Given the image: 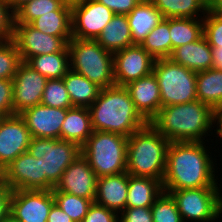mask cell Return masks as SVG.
I'll return each mask as SVG.
<instances>
[{
    "label": "cell",
    "mask_w": 222,
    "mask_h": 222,
    "mask_svg": "<svg viewBox=\"0 0 222 222\" xmlns=\"http://www.w3.org/2000/svg\"><path fill=\"white\" fill-rule=\"evenodd\" d=\"M155 60L138 44L113 53L115 85L126 86L151 74Z\"/></svg>",
    "instance_id": "cell-12"
},
{
    "label": "cell",
    "mask_w": 222,
    "mask_h": 222,
    "mask_svg": "<svg viewBox=\"0 0 222 222\" xmlns=\"http://www.w3.org/2000/svg\"><path fill=\"white\" fill-rule=\"evenodd\" d=\"M66 113L67 109L39 104L26 109L20 116L32 137L61 139V127Z\"/></svg>",
    "instance_id": "cell-18"
},
{
    "label": "cell",
    "mask_w": 222,
    "mask_h": 222,
    "mask_svg": "<svg viewBox=\"0 0 222 222\" xmlns=\"http://www.w3.org/2000/svg\"><path fill=\"white\" fill-rule=\"evenodd\" d=\"M31 134L20 114L6 116L0 123V173L20 154L27 152Z\"/></svg>",
    "instance_id": "cell-14"
},
{
    "label": "cell",
    "mask_w": 222,
    "mask_h": 222,
    "mask_svg": "<svg viewBox=\"0 0 222 222\" xmlns=\"http://www.w3.org/2000/svg\"><path fill=\"white\" fill-rule=\"evenodd\" d=\"M221 188L174 190V199L183 222H215L222 216ZM217 219V220H216Z\"/></svg>",
    "instance_id": "cell-9"
},
{
    "label": "cell",
    "mask_w": 222,
    "mask_h": 222,
    "mask_svg": "<svg viewBox=\"0 0 222 222\" xmlns=\"http://www.w3.org/2000/svg\"><path fill=\"white\" fill-rule=\"evenodd\" d=\"M196 94L198 100L212 109L222 107V70L211 68L197 72Z\"/></svg>",
    "instance_id": "cell-28"
},
{
    "label": "cell",
    "mask_w": 222,
    "mask_h": 222,
    "mask_svg": "<svg viewBox=\"0 0 222 222\" xmlns=\"http://www.w3.org/2000/svg\"><path fill=\"white\" fill-rule=\"evenodd\" d=\"M45 34L63 38L67 43L72 39V8L64 3L58 10L43 14L30 23Z\"/></svg>",
    "instance_id": "cell-24"
},
{
    "label": "cell",
    "mask_w": 222,
    "mask_h": 222,
    "mask_svg": "<svg viewBox=\"0 0 222 222\" xmlns=\"http://www.w3.org/2000/svg\"><path fill=\"white\" fill-rule=\"evenodd\" d=\"M47 78L26 62H21L13 77L14 114H21L32 106L41 104Z\"/></svg>",
    "instance_id": "cell-15"
},
{
    "label": "cell",
    "mask_w": 222,
    "mask_h": 222,
    "mask_svg": "<svg viewBox=\"0 0 222 222\" xmlns=\"http://www.w3.org/2000/svg\"><path fill=\"white\" fill-rule=\"evenodd\" d=\"M47 222H72V219L54 203L50 209Z\"/></svg>",
    "instance_id": "cell-45"
},
{
    "label": "cell",
    "mask_w": 222,
    "mask_h": 222,
    "mask_svg": "<svg viewBox=\"0 0 222 222\" xmlns=\"http://www.w3.org/2000/svg\"><path fill=\"white\" fill-rule=\"evenodd\" d=\"M0 114L4 117L14 114L13 79H0Z\"/></svg>",
    "instance_id": "cell-41"
},
{
    "label": "cell",
    "mask_w": 222,
    "mask_h": 222,
    "mask_svg": "<svg viewBox=\"0 0 222 222\" xmlns=\"http://www.w3.org/2000/svg\"><path fill=\"white\" fill-rule=\"evenodd\" d=\"M5 1L10 5V7L14 11H16L21 5L30 0H5Z\"/></svg>",
    "instance_id": "cell-49"
},
{
    "label": "cell",
    "mask_w": 222,
    "mask_h": 222,
    "mask_svg": "<svg viewBox=\"0 0 222 222\" xmlns=\"http://www.w3.org/2000/svg\"><path fill=\"white\" fill-rule=\"evenodd\" d=\"M93 133L91 114L88 107L67 109L61 127V139L74 142L82 147Z\"/></svg>",
    "instance_id": "cell-22"
},
{
    "label": "cell",
    "mask_w": 222,
    "mask_h": 222,
    "mask_svg": "<svg viewBox=\"0 0 222 222\" xmlns=\"http://www.w3.org/2000/svg\"><path fill=\"white\" fill-rule=\"evenodd\" d=\"M72 37L96 40L115 13L97 0H82L71 5Z\"/></svg>",
    "instance_id": "cell-11"
},
{
    "label": "cell",
    "mask_w": 222,
    "mask_h": 222,
    "mask_svg": "<svg viewBox=\"0 0 222 222\" xmlns=\"http://www.w3.org/2000/svg\"><path fill=\"white\" fill-rule=\"evenodd\" d=\"M96 41L111 53L135 45L132 41L127 15L115 14Z\"/></svg>",
    "instance_id": "cell-25"
},
{
    "label": "cell",
    "mask_w": 222,
    "mask_h": 222,
    "mask_svg": "<svg viewBox=\"0 0 222 222\" xmlns=\"http://www.w3.org/2000/svg\"><path fill=\"white\" fill-rule=\"evenodd\" d=\"M13 41L22 62L42 54L68 51V43L63 38L45 34L30 24H15Z\"/></svg>",
    "instance_id": "cell-13"
},
{
    "label": "cell",
    "mask_w": 222,
    "mask_h": 222,
    "mask_svg": "<svg viewBox=\"0 0 222 222\" xmlns=\"http://www.w3.org/2000/svg\"><path fill=\"white\" fill-rule=\"evenodd\" d=\"M209 9L216 14L222 15V0H215Z\"/></svg>",
    "instance_id": "cell-48"
},
{
    "label": "cell",
    "mask_w": 222,
    "mask_h": 222,
    "mask_svg": "<svg viewBox=\"0 0 222 222\" xmlns=\"http://www.w3.org/2000/svg\"><path fill=\"white\" fill-rule=\"evenodd\" d=\"M21 62L18 47L13 40L0 42V79H13Z\"/></svg>",
    "instance_id": "cell-36"
},
{
    "label": "cell",
    "mask_w": 222,
    "mask_h": 222,
    "mask_svg": "<svg viewBox=\"0 0 222 222\" xmlns=\"http://www.w3.org/2000/svg\"><path fill=\"white\" fill-rule=\"evenodd\" d=\"M115 14L127 15L141 0H97Z\"/></svg>",
    "instance_id": "cell-43"
},
{
    "label": "cell",
    "mask_w": 222,
    "mask_h": 222,
    "mask_svg": "<svg viewBox=\"0 0 222 222\" xmlns=\"http://www.w3.org/2000/svg\"><path fill=\"white\" fill-rule=\"evenodd\" d=\"M5 117L2 115V114H0V123H1V121L4 119Z\"/></svg>",
    "instance_id": "cell-53"
},
{
    "label": "cell",
    "mask_w": 222,
    "mask_h": 222,
    "mask_svg": "<svg viewBox=\"0 0 222 222\" xmlns=\"http://www.w3.org/2000/svg\"><path fill=\"white\" fill-rule=\"evenodd\" d=\"M63 1L69 5H73V4L78 3L82 0H63Z\"/></svg>",
    "instance_id": "cell-51"
},
{
    "label": "cell",
    "mask_w": 222,
    "mask_h": 222,
    "mask_svg": "<svg viewBox=\"0 0 222 222\" xmlns=\"http://www.w3.org/2000/svg\"><path fill=\"white\" fill-rule=\"evenodd\" d=\"M13 190L0 180V222L9 214Z\"/></svg>",
    "instance_id": "cell-44"
},
{
    "label": "cell",
    "mask_w": 222,
    "mask_h": 222,
    "mask_svg": "<svg viewBox=\"0 0 222 222\" xmlns=\"http://www.w3.org/2000/svg\"><path fill=\"white\" fill-rule=\"evenodd\" d=\"M212 122L213 109L196 100L162 107L149 123L169 142H201L212 133Z\"/></svg>",
    "instance_id": "cell-2"
},
{
    "label": "cell",
    "mask_w": 222,
    "mask_h": 222,
    "mask_svg": "<svg viewBox=\"0 0 222 222\" xmlns=\"http://www.w3.org/2000/svg\"><path fill=\"white\" fill-rule=\"evenodd\" d=\"M41 104L48 107L69 109L74 107L62 79L47 80Z\"/></svg>",
    "instance_id": "cell-35"
},
{
    "label": "cell",
    "mask_w": 222,
    "mask_h": 222,
    "mask_svg": "<svg viewBox=\"0 0 222 222\" xmlns=\"http://www.w3.org/2000/svg\"><path fill=\"white\" fill-rule=\"evenodd\" d=\"M54 203L52 190H14L10 214L22 222H47Z\"/></svg>",
    "instance_id": "cell-16"
},
{
    "label": "cell",
    "mask_w": 222,
    "mask_h": 222,
    "mask_svg": "<svg viewBox=\"0 0 222 222\" xmlns=\"http://www.w3.org/2000/svg\"><path fill=\"white\" fill-rule=\"evenodd\" d=\"M169 58L195 72L213 68L212 47L204 35L192 43L173 49Z\"/></svg>",
    "instance_id": "cell-21"
},
{
    "label": "cell",
    "mask_w": 222,
    "mask_h": 222,
    "mask_svg": "<svg viewBox=\"0 0 222 222\" xmlns=\"http://www.w3.org/2000/svg\"><path fill=\"white\" fill-rule=\"evenodd\" d=\"M204 1H205V2L207 3V5L210 7L215 0H204Z\"/></svg>",
    "instance_id": "cell-52"
},
{
    "label": "cell",
    "mask_w": 222,
    "mask_h": 222,
    "mask_svg": "<svg viewBox=\"0 0 222 222\" xmlns=\"http://www.w3.org/2000/svg\"><path fill=\"white\" fill-rule=\"evenodd\" d=\"M82 222H119V214L93 202Z\"/></svg>",
    "instance_id": "cell-40"
},
{
    "label": "cell",
    "mask_w": 222,
    "mask_h": 222,
    "mask_svg": "<svg viewBox=\"0 0 222 222\" xmlns=\"http://www.w3.org/2000/svg\"><path fill=\"white\" fill-rule=\"evenodd\" d=\"M63 0H30L15 11V24H30L43 14L58 10Z\"/></svg>",
    "instance_id": "cell-33"
},
{
    "label": "cell",
    "mask_w": 222,
    "mask_h": 222,
    "mask_svg": "<svg viewBox=\"0 0 222 222\" xmlns=\"http://www.w3.org/2000/svg\"><path fill=\"white\" fill-rule=\"evenodd\" d=\"M154 59L169 58L172 43L169 32V18H163L140 44Z\"/></svg>",
    "instance_id": "cell-32"
},
{
    "label": "cell",
    "mask_w": 222,
    "mask_h": 222,
    "mask_svg": "<svg viewBox=\"0 0 222 222\" xmlns=\"http://www.w3.org/2000/svg\"><path fill=\"white\" fill-rule=\"evenodd\" d=\"M97 179L98 177L91 169L88 160L80 154L63 172L55 189L94 202Z\"/></svg>",
    "instance_id": "cell-17"
},
{
    "label": "cell",
    "mask_w": 222,
    "mask_h": 222,
    "mask_svg": "<svg viewBox=\"0 0 222 222\" xmlns=\"http://www.w3.org/2000/svg\"><path fill=\"white\" fill-rule=\"evenodd\" d=\"M128 137L117 133L93 131L81 147L97 177L117 175L127 169Z\"/></svg>",
    "instance_id": "cell-6"
},
{
    "label": "cell",
    "mask_w": 222,
    "mask_h": 222,
    "mask_svg": "<svg viewBox=\"0 0 222 222\" xmlns=\"http://www.w3.org/2000/svg\"><path fill=\"white\" fill-rule=\"evenodd\" d=\"M52 192L55 203L72 219L73 222H82L93 203L92 200L60 192L55 188Z\"/></svg>",
    "instance_id": "cell-34"
},
{
    "label": "cell",
    "mask_w": 222,
    "mask_h": 222,
    "mask_svg": "<svg viewBox=\"0 0 222 222\" xmlns=\"http://www.w3.org/2000/svg\"><path fill=\"white\" fill-rule=\"evenodd\" d=\"M2 222H22L16 219L13 215L9 214Z\"/></svg>",
    "instance_id": "cell-50"
},
{
    "label": "cell",
    "mask_w": 222,
    "mask_h": 222,
    "mask_svg": "<svg viewBox=\"0 0 222 222\" xmlns=\"http://www.w3.org/2000/svg\"><path fill=\"white\" fill-rule=\"evenodd\" d=\"M153 73L160 88L161 108L198 100L197 72L173 62L170 58L156 59Z\"/></svg>",
    "instance_id": "cell-7"
},
{
    "label": "cell",
    "mask_w": 222,
    "mask_h": 222,
    "mask_svg": "<svg viewBox=\"0 0 222 222\" xmlns=\"http://www.w3.org/2000/svg\"><path fill=\"white\" fill-rule=\"evenodd\" d=\"M63 81L73 106L90 107L98 98L101 87L71 69Z\"/></svg>",
    "instance_id": "cell-27"
},
{
    "label": "cell",
    "mask_w": 222,
    "mask_h": 222,
    "mask_svg": "<svg viewBox=\"0 0 222 222\" xmlns=\"http://www.w3.org/2000/svg\"><path fill=\"white\" fill-rule=\"evenodd\" d=\"M26 63L48 80L62 79L70 70L69 51L34 56Z\"/></svg>",
    "instance_id": "cell-30"
},
{
    "label": "cell",
    "mask_w": 222,
    "mask_h": 222,
    "mask_svg": "<svg viewBox=\"0 0 222 222\" xmlns=\"http://www.w3.org/2000/svg\"><path fill=\"white\" fill-rule=\"evenodd\" d=\"M213 68L222 70V47L212 48Z\"/></svg>",
    "instance_id": "cell-47"
},
{
    "label": "cell",
    "mask_w": 222,
    "mask_h": 222,
    "mask_svg": "<svg viewBox=\"0 0 222 222\" xmlns=\"http://www.w3.org/2000/svg\"><path fill=\"white\" fill-rule=\"evenodd\" d=\"M93 131L117 133L129 137L148 122L135 109L125 86L101 88L89 107Z\"/></svg>",
    "instance_id": "cell-3"
},
{
    "label": "cell",
    "mask_w": 222,
    "mask_h": 222,
    "mask_svg": "<svg viewBox=\"0 0 222 222\" xmlns=\"http://www.w3.org/2000/svg\"><path fill=\"white\" fill-rule=\"evenodd\" d=\"M169 32L173 51L203 35V18H169Z\"/></svg>",
    "instance_id": "cell-31"
},
{
    "label": "cell",
    "mask_w": 222,
    "mask_h": 222,
    "mask_svg": "<svg viewBox=\"0 0 222 222\" xmlns=\"http://www.w3.org/2000/svg\"><path fill=\"white\" fill-rule=\"evenodd\" d=\"M151 212L153 222H183L174 199L166 192L155 200Z\"/></svg>",
    "instance_id": "cell-37"
},
{
    "label": "cell",
    "mask_w": 222,
    "mask_h": 222,
    "mask_svg": "<svg viewBox=\"0 0 222 222\" xmlns=\"http://www.w3.org/2000/svg\"><path fill=\"white\" fill-rule=\"evenodd\" d=\"M203 35L212 48L222 47V15L207 11L203 17Z\"/></svg>",
    "instance_id": "cell-38"
},
{
    "label": "cell",
    "mask_w": 222,
    "mask_h": 222,
    "mask_svg": "<svg viewBox=\"0 0 222 222\" xmlns=\"http://www.w3.org/2000/svg\"><path fill=\"white\" fill-rule=\"evenodd\" d=\"M43 159L20 154L0 173V180L14 190H46Z\"/></svg>",
    "instance_id": "cell-10"
},
{
    "label": "cell",
    "mask_w": 222,
    "mask_h": 222,
    "mask_svg": "<svg viewBox=\"0 0 222 222\" xmlns=\"http://www.w3.org/2000/svg\"><path fill=\"white\" fill-rule=\"evenodd\" d=\"M149 1L159 10L163 18H203L209 10V6L204 0Z\"/></svg>",
    "instance_id": "cell-29"
},
{
    "label": "cell",
    "mask_w": 222,
    "mask_h": 222,
    "mask_svg": "<svg viewBox=\"0 0 222 222\" xmlns=\"http://www.w3.org/2000/svg\"><path fill=\"white\" fill-rule=\"evenodd\" d=\"M131 96L135 109L150 122L161 109V96L154 73L137 79L125 86Z\"/></svg>",
    "instance_id": "cell-19"
},
{
    "label": "cell",
    "mask_w": 222,
    "mask_h": 222,
    "mask_svg": "<svg viewBox=\"0 0 222 222\" xmlns=\"http://www.w3.org/2000/svg\"><path fill=\"white\" fill-rule=\"evenodd\" d=\"M27 152L36 159L44 160L46 190H53L63 172L80 156L81 147L62 139L32 137Z\"/></svg>",
    "instance_id": "cell-8"
},
{
    "label": "cell",
    "mask_w": 222,
    "mask_h": 222,
    "mask_svg": "<svg viewBox=\"0 0 222 222\" xmlns=\"http://www.w3.org/2000/svg\"><path fill=\"white\" fill-rule=\"evenodd\" d=\"M119 222H153L151 207L125 208L119 214Z\"/></svg>",
    "instance_id": "cell-42"
},
{
    "label": "cell",
    "mask_w": 222,
    "mask_h": 222,
    "mask_svg": "<svg viewBox=\"0 0 222 222\" xmlns=\"http://www.w3.org/2000/svg\"><path fill=\"white\" fill-rule=\"evenodd\" d=\"M163 192L160 180L129 175L127 208L151 207Z\"/></svg>",
    "instance_id": "cell-26"
},
{
    "label": "cell",
    "mask_w": 222,
    "mask_h": 222,
    "mask_svg": "<svg viewBox=\"0 0 222 222\" xmlns=\"http://www.w3.org/2000/svg\"><path fill=\"white\" fill-rule=\"evenodd\" d=\"M15 28V11L5 0H0V42L12 41Z\"/></svg>",
    "instance_id": "cell-39"
},
{
    "label": "cell",
    "mask_w": 222,
    "mask_h": 222,
    "mask_svg": "<svg viewBox=\"0 0 222 222\" xmlns=\"http://www.w3.org/2000/svg\"><path fill=\"white\" fill-rule=\"evenodd\" d=\"M169 141L149 122L128 137L127 169L129 175L164 179Z\"/></svg>",
    "instance_id": "cell-4"
},
{
    "label": "cell",
    "mask_w": 222,
    "mask_h": 222,
    "mask_svg": "<svg viewBox=\"0 0 222 222\" xmlns=\"http://www.w3.org/2000/svg\"><path fill=\"white\" fill-rule=\"evenodd\" d=\"M206 141L209 142L208 138L205 142L169 143L162 181L164 192L192 188H221L217 181L219 178L215 174L216 159L212 158L208 146L205 145Z\"/></svg>",
    "instance_id": "cell-1"
},
{
    "label": "cell",
    "mask_w": 222,
    "mask_h": 222,
    "mask_svg": "<svg viewBox=\"0 0 222 222\" xmlns=\"http://www.w3.org/2000/svg\"><path fill=\"white\" fill-rule=\"evenodd\" d=\"M212 123L214 124L212 126L213 128L217 127L216 129H214V131H216L215 134L218 135L216 137H220L222 139V107L213 109V122Z\"/></svg>",
    "instance_id": "cell-46"
},
{
    "label": "cell",
    "mask_w": 222,
    "mask_h": 222,
    "mask_svg": "<svg viewBox=\"0 0 222 222\" xmlns=\"http://www.w3.org/2000/svg\"><path fill=\"white\" fill-rule=\"evenodd\" d=\"M70 69L101 88L115 85L113 53L96 40L73 38L68 42Z\"/></svg>",
    "instance_id": "cell-5"
},
{
    "label": "cell",
    "mask_w": 222,
    "mask_h": 222,
    "mask_svg": "<svg viewBox=\"0 0 222 222\" xmlns=\"http://www.w3.org/2000/svg\"><path fill=\"white\" fill-rule=\"evenodd\" d=\"M128 184L127 172L99 177L94 202L120 214L127 208Z\"/></svg>",
    "instance_id": "cell-20"
},
{
    "label": "cell",
    "mask_w": 222,
    "mask_h": 222,
    "mask_svg": "<svg viewBox=\"0 0 222 222\" xmlns=\"http://www.w3.org/2000/svg\"><path fill=\"white\" fill-rule=\"evenodd\" d=\"M127 19L132 41L134 44L140 45L147 34L163 19V16L149 0H141L127 14Z\"/></svg>",
    "instance_id": "cell-23"
}]
</instances>
